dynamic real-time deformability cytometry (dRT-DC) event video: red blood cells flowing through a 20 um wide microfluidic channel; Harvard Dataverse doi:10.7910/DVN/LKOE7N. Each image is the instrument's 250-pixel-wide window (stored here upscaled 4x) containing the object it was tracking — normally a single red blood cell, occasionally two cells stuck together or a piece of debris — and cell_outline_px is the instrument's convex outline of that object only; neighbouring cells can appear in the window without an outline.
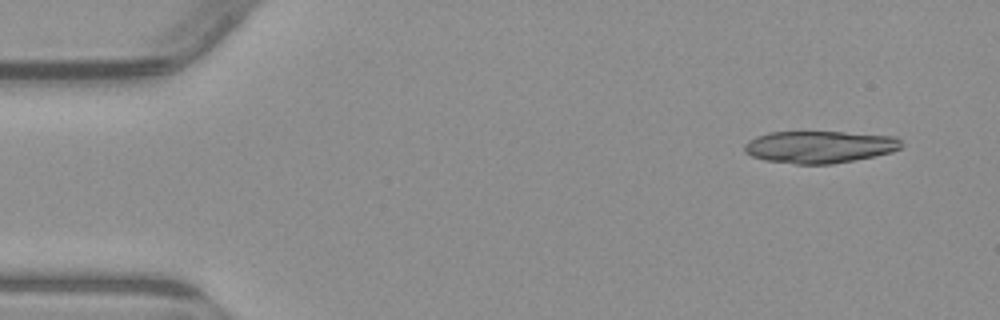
{"species": "common noctule bat (a hibernating species)", "species_latin": "Nyctalus noctula", "temperature_condition": "warm", "stored_images_in_passage": 4, "camera_frame_rate_fps": 3000, "um_per_image_px": 0.085, "animal": {"sex": "male", "body_mass_g": 23.1, "forearm_length_mm": 52.7}, "frame": {"image": 1, "passage_image": 1, "time_ms": 0.0, "image_size_px": [1000, 320], "cell_outline_px": [[900, 148], [888, 152], [872, 156], [852, 160], [828, 164], [796, 164], [768, 160], [752, 156], [744, 152], [744, 144], [748, 140], [756, 136], [768, 132], [844, 132], [896, 136], [900, 140]], "centroid_in_image_um": [69.6, 12.47], "position_along_channel_um": 15.4, "area_um2": 29.07}}